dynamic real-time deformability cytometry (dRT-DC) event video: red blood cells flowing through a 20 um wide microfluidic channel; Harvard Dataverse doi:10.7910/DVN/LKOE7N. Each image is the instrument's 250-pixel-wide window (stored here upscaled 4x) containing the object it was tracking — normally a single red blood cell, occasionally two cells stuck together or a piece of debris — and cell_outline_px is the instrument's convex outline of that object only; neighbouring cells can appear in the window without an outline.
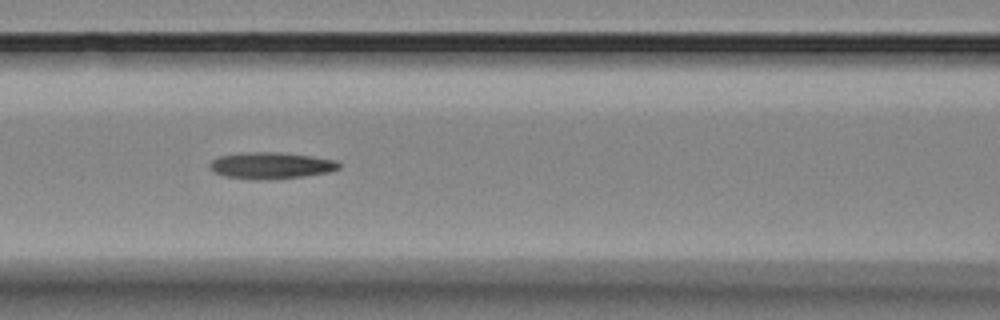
{"species": "Egyptian fruit bat (a non-hibernating species)", "species_latin": "Rousettus aegyptiacus", "temperature_condition": "room temperature", "stored_images_in_passage": 9, "camera_frame_rate_fps": 3000, "um_per_image_px": 0.085, "animal": {"sex": "female"}, "frame": {"image": 1, "passage_image": 6, "time_ms": 5.667, "image_size_px": [1000, 320], "cell_outline_px": [[340, 168], [328, 172], [304, 176], [268, 180], [256, 180], [224, 176], [212, 172], [208, 168], [208, 164], [212, 160], [220, 156], [244, 152], [280, 152], [312, 156], [336, 160], [340, 164]], "centroid_in_image_um": [22.99, 14.07], "position_along_channel_um": 143.6, "area_um2": 20.23}}
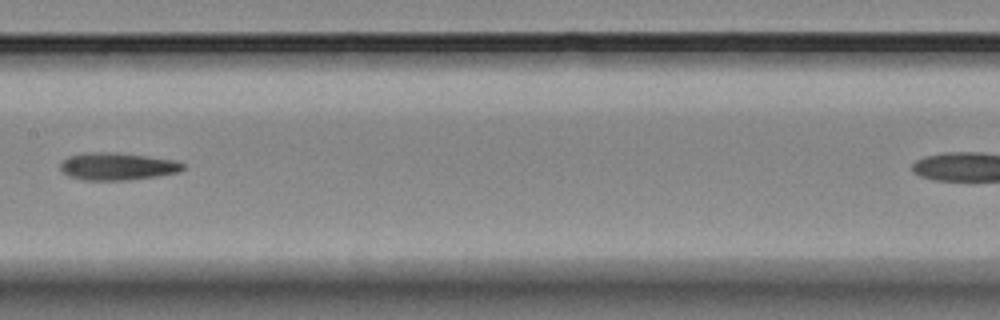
{"frame": {"image": 2, "passage_image": 7, "time_ms": 7.0, "image_size_px": [1000, 320], "cell_outline_px": [[184, 168], [180, 172], [156, 176], [128, 180], [84, 180], [68, 176], [60, 168], [60, 164], [68, 156], [84, 152], [116, 152], [148, 156], [176, 160], [184, 164]], "centroid_in_image_um": [9.98, 14.13], "position_along_channel_um": 197.4, "area_um2": 19.71}}